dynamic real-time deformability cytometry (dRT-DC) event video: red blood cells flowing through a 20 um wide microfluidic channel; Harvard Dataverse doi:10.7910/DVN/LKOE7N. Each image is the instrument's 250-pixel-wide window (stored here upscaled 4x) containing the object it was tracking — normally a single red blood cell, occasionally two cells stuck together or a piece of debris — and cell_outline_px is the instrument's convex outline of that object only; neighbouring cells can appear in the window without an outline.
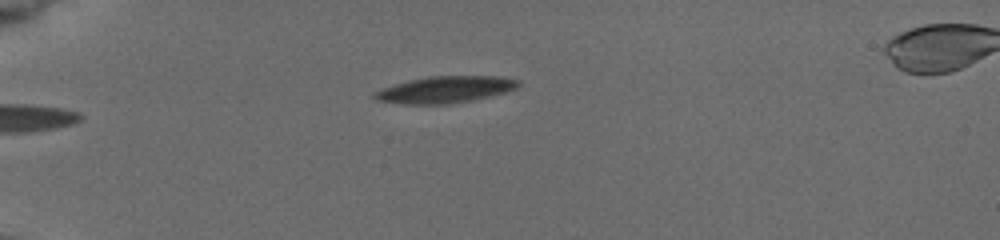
{"species": "common noctule bat (a hibernating species)", "species_latin": "Nyctalus noctula", "temperature_condition": "cold", "stored_images_in_passage": 13, "camera_frame_rate_fps": 3000, "um_per_image_px": 0.085, "animal": {"sex": "female", "body_mass_g": 19.5, "forearm_length_mm": 54.1}, "frame": {"image": 1, "passage_image": 1, "time_ms": 0.0, "image_size_px": [1000, 240], "cell_outline_px": [[520, 84], [516, 88], [508, 92], [472, 100], [448, 104], [404, 104], [376, 100], [372, 96], [372, 92], [408, 80], [428, 76], [496, 76], [520, 80]], "centroid_in_image_um": [37.85, 7.61], "position_along_channel_um": 47.2, "area_um2": 22.37}}
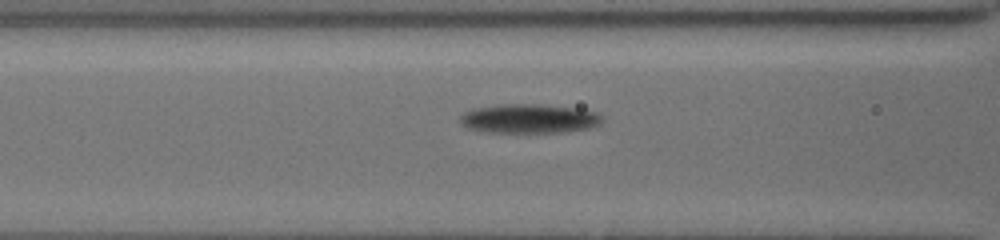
{"frame": {"image": 2, "passage_image": 9, "time_ms": 2.667, "image_size_px": [1000, 240], "cell_outline_px": [[600, 124], [588, 128], [560, 132], [488, 132], [468, 128], [460, 120], [460, 116], [464, 112], [472, 108], [500, 104], [540, 104], [580, 108], [596, 112], [600, 116]], "centroid_in_image_um": [44.95, 10.07], "position_along_channel_um": 121.6, "area_um2": 24.04}}
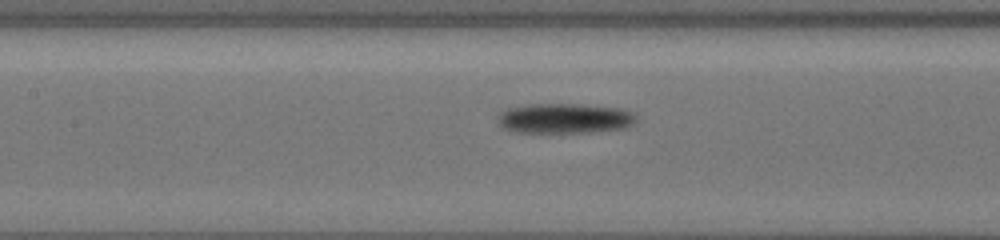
{"frame": {"image": 3, "passage_image": 12, "time_ms": 3.667, "image_size_px": [1000, 240], "cell_outline_px": [[636, 120], [632, 124], [624, 128], [592, 132], [516, 132], [504, 128], [500, 124], [496, 116], [500, 112], [508, 108], [528, 104], [584, 104], [620, 108], [636, 112]], "centroid_in_image_um": [48.01, 10.05], "position_along_channel_um": 159.4, "area_um2": 24.39}}